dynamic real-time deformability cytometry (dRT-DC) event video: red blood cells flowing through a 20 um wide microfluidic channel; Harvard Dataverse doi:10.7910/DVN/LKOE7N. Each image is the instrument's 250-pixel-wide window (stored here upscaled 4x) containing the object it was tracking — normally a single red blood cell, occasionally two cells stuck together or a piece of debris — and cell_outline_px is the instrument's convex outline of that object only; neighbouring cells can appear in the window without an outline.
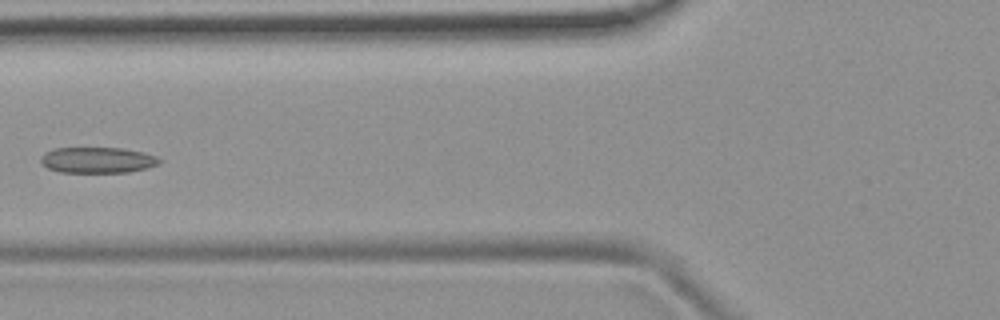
{"species": "common noctule bat (a hibernating species)", "species_latin": "Nyctalus noctula", "temperature_condition": "room temperature", "stored_images_in_passage": 7, "camera_frame_rate_fps": 3000, "um_per_image_px": 0.085, "animal": {"sex": "female", "body_mass_g": 19.9}, "frame": {"image": 1, "passage_image": 6, "time_ms": 1.667, "image_size_px": [1000, 320], "cell_outline_px": [[164, 160], [160, 164], [148, 168], [128, 172], [60, 172], [48, 168], [40, 160], [40, 156], [44, 152], [52, 148], [124, 148], [144, 152], [156, 156]], "centroid_in_image_um": [8.33, 13.6], "position_along_channel_um": 117.5, "area_um2": 18.09}}
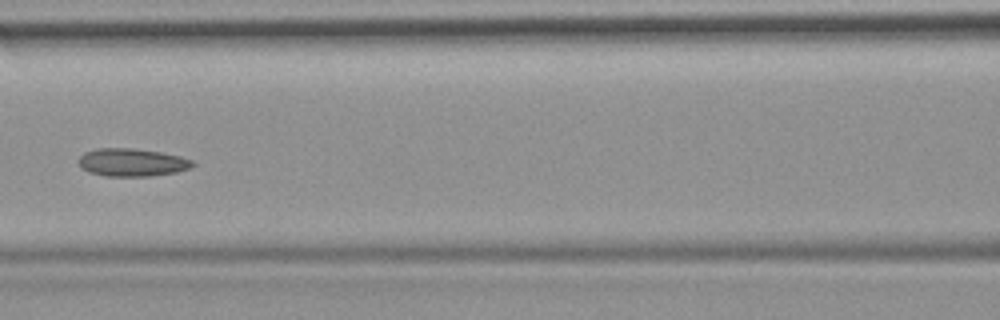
{"frame": {"image": 2, "passage_image": 7, "time_ms": 2.0, "image_size_px": [1000, 320], "cell_outline_px": [[196, 164], [188, 168], [176, 172], [152, 176], [104, 176], [88, 172], [80, 168], [76, 160], [84, 152], [96, 148], [132, 148], [160, 152], [180, 156], [192, 160]], "centroid_in_image_um": [11.16, 13.8], "position_along_channel_um": 155.4, "area_um2": 18.73}}